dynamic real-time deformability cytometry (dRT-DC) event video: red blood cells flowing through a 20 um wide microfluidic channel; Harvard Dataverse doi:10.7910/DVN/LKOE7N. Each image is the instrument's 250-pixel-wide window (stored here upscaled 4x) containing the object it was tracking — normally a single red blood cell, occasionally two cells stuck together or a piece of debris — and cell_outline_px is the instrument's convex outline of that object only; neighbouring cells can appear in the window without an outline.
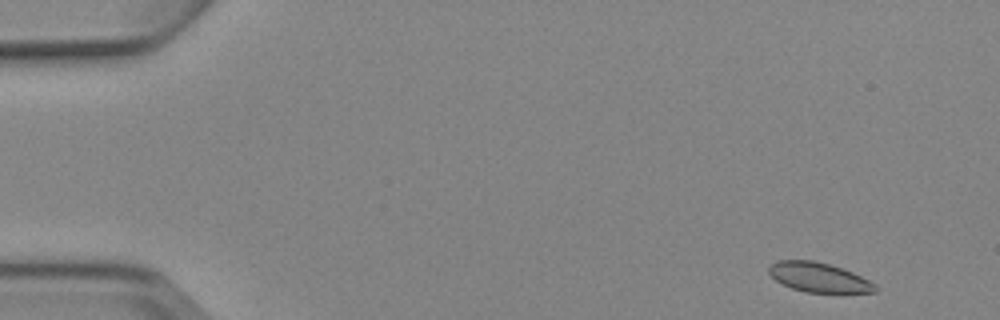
{"species": "Egyptian fruit bat (a non-hibernating species)", "species_latin": "Rousettus aegyptiacus", "temperature_condition": "cold", "stored_images_in_passage": 4, "camera_frame_rate_fps": 3000, "um_per_image_px": 0.085, "animal": {"sex": "female"}, "frame": {"image": 1, "passage_image": 1, "time_ms": 0.0, "image_size_px": [1000, 320], "cell_outline_px": [[876, 292], [808, 292], [792, 288], [776, 280], [768, 272], [768, 268], [776, 260], [812, 260], [828, 264], [852, 272], [876, 284]], "centroid_in_image_um": [69.57, 23.56], "position_along_channel_um": 15.4, "area_um2": 17.92}}